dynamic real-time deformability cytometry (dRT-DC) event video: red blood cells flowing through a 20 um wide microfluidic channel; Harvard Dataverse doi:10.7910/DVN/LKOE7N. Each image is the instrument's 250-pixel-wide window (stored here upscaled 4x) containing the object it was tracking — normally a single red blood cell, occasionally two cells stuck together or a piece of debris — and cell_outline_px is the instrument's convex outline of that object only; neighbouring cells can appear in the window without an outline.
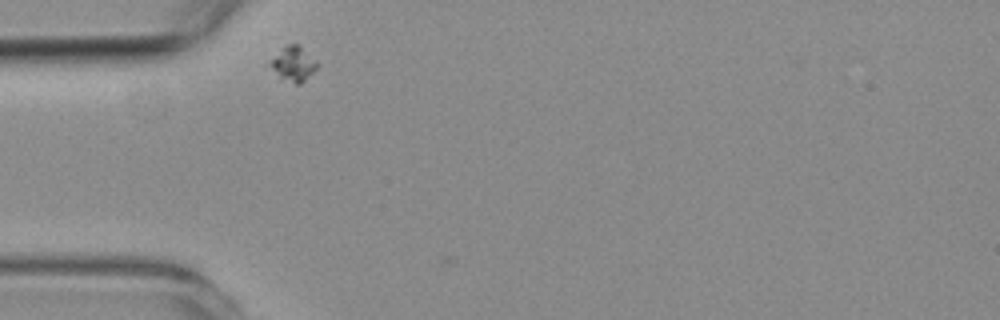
{"species": "common noctule bat (a hibernating species)", "species_latin": "Nyctalus noctula", "temperature_condition": "room temperature", "stored_images_in_passage": 36, "camera_frame_rate_fps": 3000, "um_per_image_px": 0.085, "animal": {"sex": "female", "body_mass_g": 19.3, "forearm_length_mm": 54.1}, "frame": {"image": 1, "passage_image": 2, "time_ms": 0.333, "image_size_px": [1000, 320], "cell_outline_px": [[320, 64], [300, 84], [296, 84], [280, 80], [264, 64], [280, 48], [288, 44], [300, 44]], "centroid_in_image_um": [24.83, 5.42], "position_along_channel_um": 60.2, "area_um2": 10.17}}
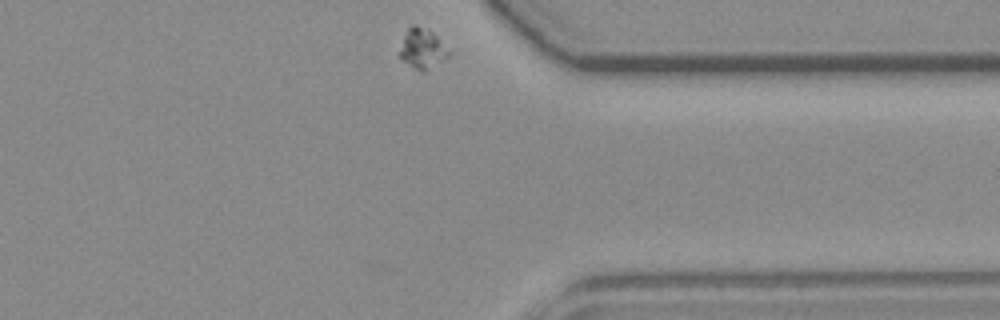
{"frame": {"image": 2, "passage_image": 36, "time_ms": 11.667, "image_size_px": [1000, 320], "cell_outline_px": [[456, 48], [448, 56], [420, 72], [404, 60], [400, 56], [400, 52], [404, 36], [408, 28], [412, 24], [416, 24], [432, 32]], "centroid_in_image_um": [36.01, 4.07], "position_along_channel_um": 375.4, "area_um2": 11.44}}